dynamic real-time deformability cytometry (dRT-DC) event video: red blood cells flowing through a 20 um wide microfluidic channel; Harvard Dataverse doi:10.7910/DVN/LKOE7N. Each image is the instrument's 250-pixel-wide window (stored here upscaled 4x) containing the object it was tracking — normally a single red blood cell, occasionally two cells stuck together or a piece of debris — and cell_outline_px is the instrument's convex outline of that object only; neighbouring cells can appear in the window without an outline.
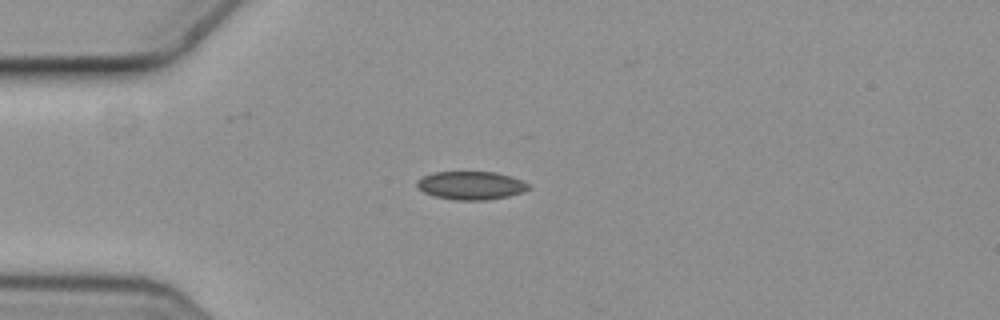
{"species": "common noctule bat (a hibernating species)", "species_latin": "Nyctalus noctula", "temperature_condition": "cold", "stored_images_in_passage": 6, "camera_frame_rate_fps": 3000, "um_per_image_px": 0.085, "animal": {"sex": "female", "body_mass_g": 19.3, "forearm_length_mm": 54.1}, "frame": {"image": 1, "passage_image": 5, "time_ms": 1.333, "image_size_px": [1000, 320], "cell_outline_px": [[528, 188], [520, 192], [508, 196], [488, 200], [456, 200], [436, 196], [424, 192], [416, 184], [416, 180], [424, 176], [436, 172], [496, 172], [512, 176], [528, 184]], "centroid_in_image_um": [40.02, 15.76], "position_along_channel_um": 45.0, "area_um2": 18.09}}